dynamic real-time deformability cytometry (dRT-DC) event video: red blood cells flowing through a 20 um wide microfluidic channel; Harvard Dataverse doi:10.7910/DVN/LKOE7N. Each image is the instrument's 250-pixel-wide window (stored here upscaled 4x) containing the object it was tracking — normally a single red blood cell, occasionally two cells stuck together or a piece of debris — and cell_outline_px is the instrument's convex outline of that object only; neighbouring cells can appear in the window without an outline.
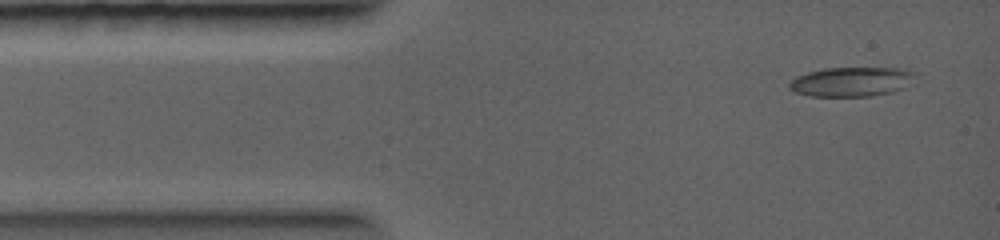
{"species": "common noctule bat (a hibernating species)", "species_latin": "Nyctalus noctula", "temperature_condition": "warm", "stored_images_in_passage": 37, "camera_frame_rate_fps": 5000, "um_per_image_px": 0.085, "animal": {"sex": "female", "body_mass_g": 19.0, "forearm_length_mm": 56.7}, "frame": {"image": 1, "passage_image": 2, "time_ms": 0.4, "image_size_px": [1000, 240], "cell_outline_px": [[916, 72], [904, 88], [892, 92], [872, 96], [808, 96], [796, 92], [788, 88], [788, 84], [796, 76], [808, 72], [824, 68], [900, 68]], "centroid_in_image_um": [72.33, 6.95], "position_along_channel_um": 12.7, "area_um2": 21.5}}
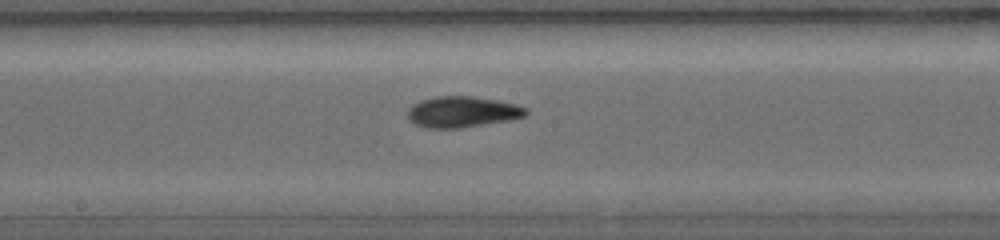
{"frame": {"image": 2, "passage_image": 16, "time_ms": 5.4, "image_size_px": [1000, 240], "cell_outline_px": [[528, 112], [524, 116], [508, 120], [460, 128], [428, 128], [416, 124], [408, 120], [408, 108], [412, 104], [420, 100], [436, 96], [472, 96], [496, 100], [528, 108]], "centroid_in_image_um": [39.25, 9.5], "position_along_channel_um": 209.0, "area_um2": 21.21}}
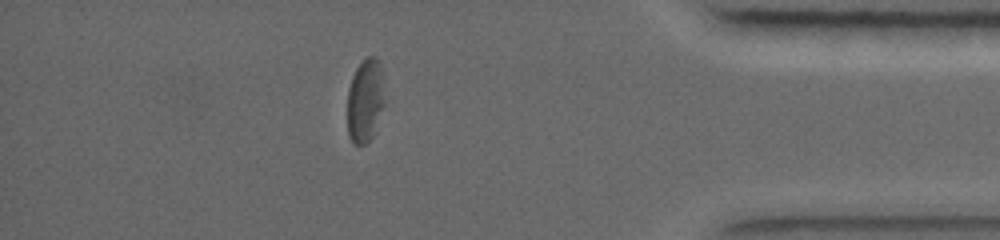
{"frame": {"image": 3, "passage_image": 29, "time_ms": 9.8, "image_size_px": [1000, 240], "cell_outline_px": [[384, 104], [372, 136], [364, 144], [356, 144], [348, 136], [348, 88], [352, 76], [356, 68], [368, 56], [376, 56], [380, 60]], "centroid_in_image_um": [31.03, 8.51], "position_along_channel_um": 404.2, "area_um2": 17.8}}